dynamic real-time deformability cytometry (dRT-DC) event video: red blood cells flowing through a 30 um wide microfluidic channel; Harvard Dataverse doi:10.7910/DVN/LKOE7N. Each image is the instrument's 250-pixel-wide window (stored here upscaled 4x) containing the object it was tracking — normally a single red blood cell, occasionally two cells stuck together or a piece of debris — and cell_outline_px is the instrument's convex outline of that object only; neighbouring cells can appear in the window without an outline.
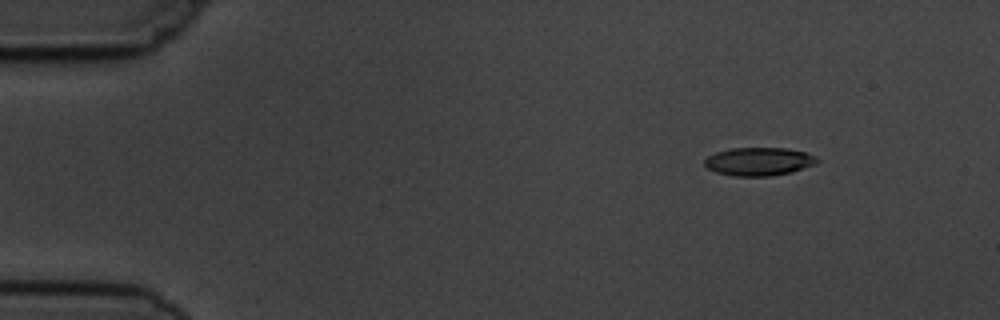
{"species": "common noctule bat (a hibernating species)", "species_latin": "Nyctalus noctula", "temperature_condition": "cold", "stored_images_in_passage": 6, "camera_frame_rate_fps": 3000, "um_per_image_px": 0.085, "animal": {"sex": "male", "body_mass_g": 19.5, "forearm_length_mm": 54.6}, "frame": {"image": 1, "passage_image": 1, "time_ms": 0.0, "image_size_px": [1000, 320], "cell_outline_px": [[820, 160], [816, 164], [792, 172], [768, 176], [732, 176], [716, 172], [708, 168], [704, 164], [704, 160], [708, 156], [716, 152], [732, 148], [784, 148], [804, 152], [816, 156]], "centroid_in_image_um": [64.51, 13.73], "position_along_channel_um": 20.5, "area_um2": 18.5}}
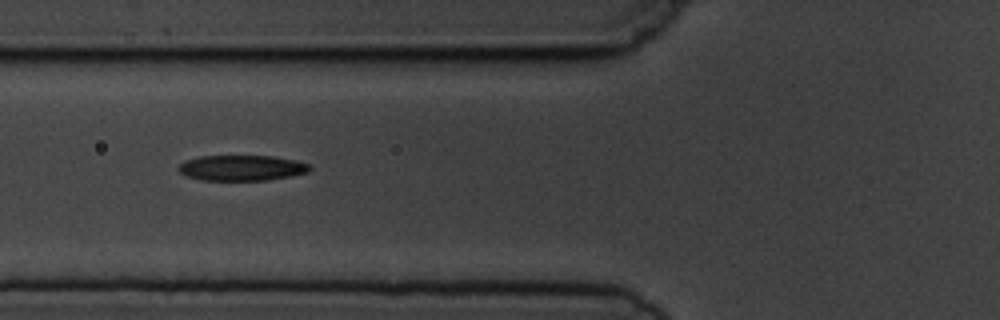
{"frame": {"image": 2, "passage_image": 5, "time_ms": 4.667, "image_size_px": [1000, 320], "cell_outline_px": [[312, 168], [308, 172], [268, 180], [200, 180], [188, 176], [180, 172], [176, 168], [184, 160], [200, 156], [272, 156], [296, 160], [312, 164]], "centroid_in_image_um": [20.55, 14.26], "position_along_channel_um": 105.2, "area_um2": 19.59}}
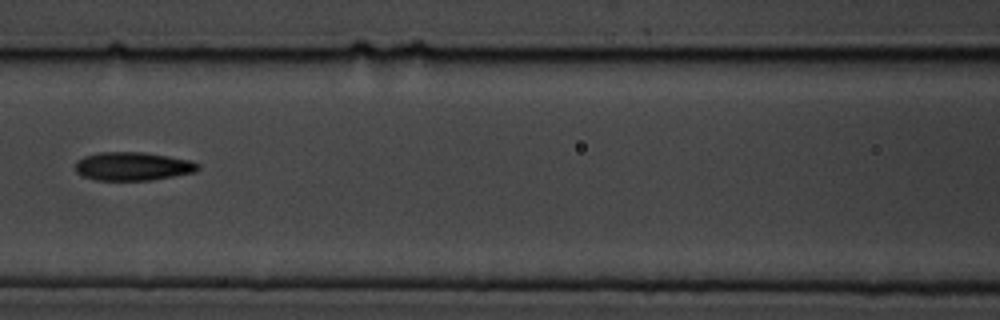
{"frame": {"image": 3, "passage_image": 6, "time_ms": 6.0, "image_size_px": [1000, 320], "cell_outline_px": [[200, 168], [196, 172], [152, 180], [96, 180], [80, 176], [76, 172], [76, 160], [84, 156], [100, 152], [144, 152], [192, 160], [200, 164]], "centroid_in_image_um": [11.3, 14.13], "position_along_channel_um": 155.3, "area_um2": 20.58}}